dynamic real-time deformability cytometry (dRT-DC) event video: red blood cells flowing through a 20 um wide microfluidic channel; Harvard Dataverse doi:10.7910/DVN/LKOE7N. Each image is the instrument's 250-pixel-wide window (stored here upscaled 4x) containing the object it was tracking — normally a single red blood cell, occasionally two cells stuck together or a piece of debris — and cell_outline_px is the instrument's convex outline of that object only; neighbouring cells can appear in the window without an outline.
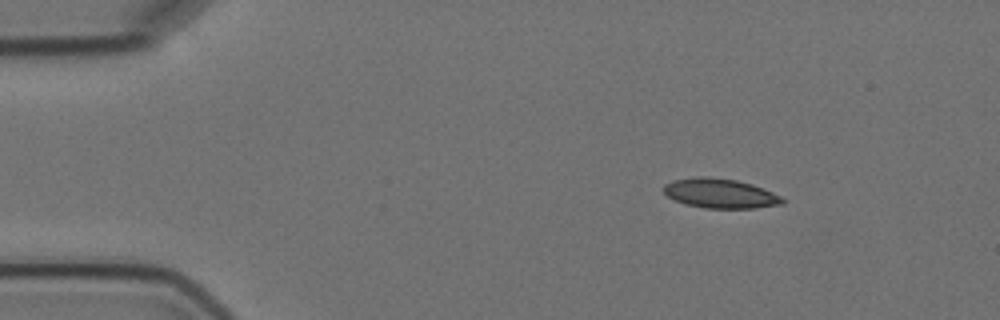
{"species": "Egyptian fruit bat (a non-hibernating species)", "species_latin": "Rousettus aegyptiacus", "temperature_condition": "cold", "stored_images_in_passage": 3, "camera_frame_rate_fps": 3000, "um_per_image_px": 0.085, "animal": {"sex": "female"}, "frame": {"image": 1, "passage_image": 1, "time_ms": 0.0, "image_size_px": [1000, 320], "cell_outline_px": [[784, 204], [756, 208], [704, 208], [684, 204], [668, 196], [664, 192], [664, 184], [672, 180], [696, 176], [708, 176], [736, 180], [752, 184], [772, 192], [780, 196], [784, 200]], "centroid_in_image_um": [61.2, 16.43], "position_along_channel_um": 23.8, "area_um2": 20.52}}